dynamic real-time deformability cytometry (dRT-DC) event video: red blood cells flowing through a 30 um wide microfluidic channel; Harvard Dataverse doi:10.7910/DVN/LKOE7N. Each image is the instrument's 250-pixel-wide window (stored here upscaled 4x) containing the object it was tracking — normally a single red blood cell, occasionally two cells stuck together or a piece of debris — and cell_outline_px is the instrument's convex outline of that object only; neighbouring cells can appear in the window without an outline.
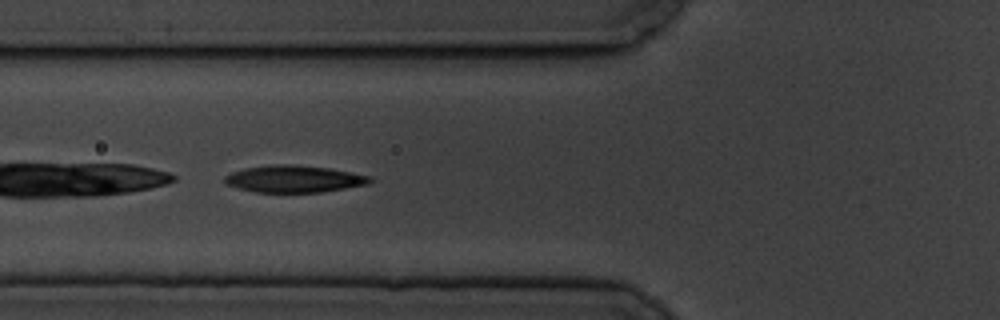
{"species": "common noctule bat (a hibernating species)", "species_latin": "Nyctalus noctula", "temperature_condition": "cold", "stored_images_in_passage": 8, "camera_frame_rate_fps": 3000, "um_per_image_px": 0.085, "animal": {"sex": "male", "body_mass_g": 19.5, "forearm_length_mm": 54.6}, "frame": {"image": 1, "passage_image": 6, "time_ms": 6.667, "image_size_px": [1000, 320], "cell_outline_px": [[376, 180], [368, 184], [320, 192], [256, 192], [236, 188], [224, 184], [224, 176], [232, 172], [244, 168], [272, 164], [296, 164], [328, 168], [372, 176]], "centroid_in_image_um": [24.98, 15.2], "position_along_channel_um": 100.8, "area_um2": 23.06}}
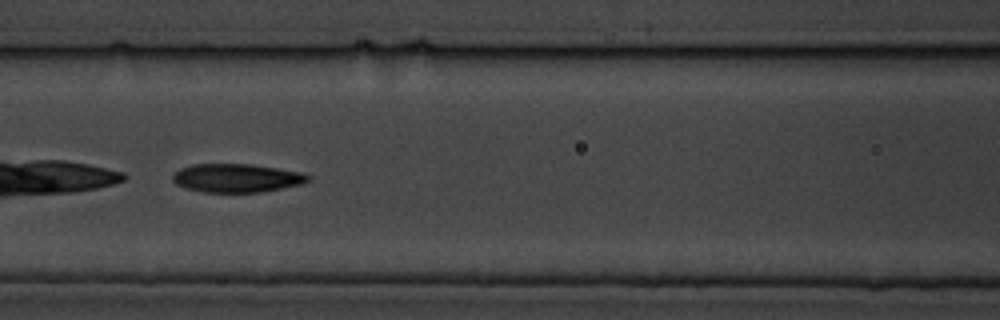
{"frame": {"image": 2, "passage_image": 7, "time_ms": 8.0, "image_size_px": [1000, 320], "cell_outline_px": [[312, 180], [300, 184], [260, 192], [204, 192], [188, 188], [176, 184], [172, 180], [172, 176], [180, 168], [192, 164], [248, 164], [276, 168], [300, 172], [312, 176]], "centroid_in_image_um": [20.12, 15.13], "position_along_channel_um": 146.5, "area_um2": 22.31}}
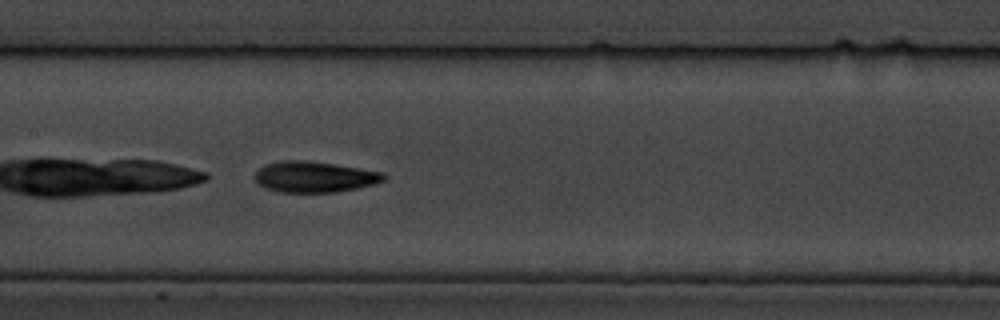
{"frame": {"image": 3, "passage_image": 8, "time_ms": 9.0, "image_size_px": [1000, 320], "cell_outline_px": [[388, 180], [356, 188], [336, 192], [280, 192], [264, 188], [256, 184], [256, 172], [260, 168], [268, 164], [284, 160], [308, 160], [336, 164], [384, 172], [388, 176]], "centroid_in_image_um": [26.77, 15.03], "position_along_channel_um": 180.6, "area_um2": 23.35}}